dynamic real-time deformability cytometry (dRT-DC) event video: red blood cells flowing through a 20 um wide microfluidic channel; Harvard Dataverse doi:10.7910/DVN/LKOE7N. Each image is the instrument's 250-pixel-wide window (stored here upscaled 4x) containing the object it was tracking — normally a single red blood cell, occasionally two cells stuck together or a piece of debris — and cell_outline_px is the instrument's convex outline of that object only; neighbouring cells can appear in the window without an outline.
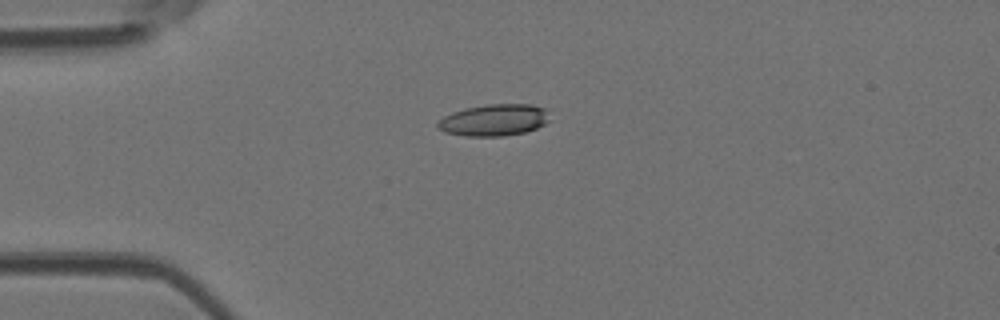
{"species": "Egyptian fruit bat (a non-hibernating species)", "species_latin": "Rousettus aegyptiacus", "temperature_condition": "room temperature", "stored_images_in_passage": 5, "camera_frame_rate_fps": 3000, "um_per_image_px": 0.085, "animal": {"sex": "female"}, "frame": {"image": 1, "passage_image": 4, "time_ms": 1.0, "image_size_px": [1000, 320], "cell_outline_px": [[548, 120], [544, 124], [536, 128], [524, 132], [504, 136], [464, 136], [444, 132], [436, 128], [436, 124], [444, 116], [452, 112], [464, 108], [488, 104], [532, 104], [544, 108]], "centroid_in_image_um": [41.93, 10.21], "position_along_channel_um": 43.1, "area_um2": 20.63}}